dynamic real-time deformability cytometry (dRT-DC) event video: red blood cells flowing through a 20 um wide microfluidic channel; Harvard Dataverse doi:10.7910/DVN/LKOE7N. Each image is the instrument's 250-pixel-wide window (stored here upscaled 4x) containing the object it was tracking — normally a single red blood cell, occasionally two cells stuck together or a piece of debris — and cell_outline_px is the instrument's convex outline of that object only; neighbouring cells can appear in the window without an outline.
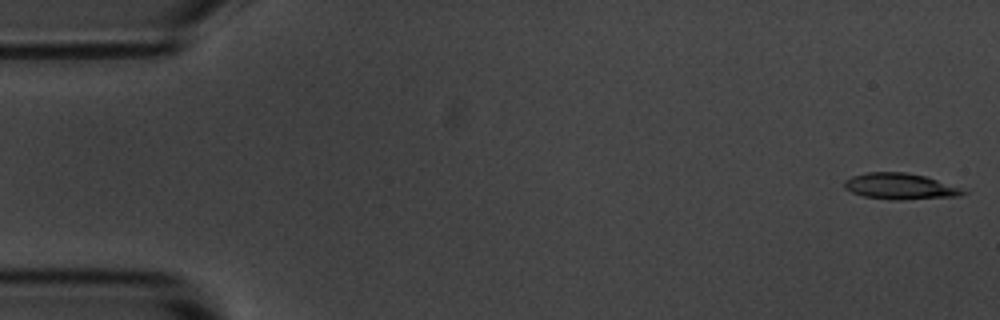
{"species": "common noctule bat (a hibernating species)", "species_latin": "Nyctalus noctula", "temperature_condition": "room temperature", "stored_images_in_passage": 11, "camera_frame_rate_fps": 3000, "um_per_image_px": 0.085, "animal": {"sex": "male", "body_mass_g": 20.1, "forearm_length_mm": 53.5}, "frame": {"image": 1, "passage_image": 1, "time_ms": 0.0, "image_size_px": [1000, 320], "cell_outline_px": [[968, 192], [960, 196], [900, 200], [892, 200], [864, 196], [852, 192], [844, 188], [844, 180], [852, 176], [868, 172], [904, 172], [924, 176], [960, 188]], "centroid_in_image_um": [76.47, 15.84], "position_along_channel_um": 8.5, "area_um2": 17.86}}